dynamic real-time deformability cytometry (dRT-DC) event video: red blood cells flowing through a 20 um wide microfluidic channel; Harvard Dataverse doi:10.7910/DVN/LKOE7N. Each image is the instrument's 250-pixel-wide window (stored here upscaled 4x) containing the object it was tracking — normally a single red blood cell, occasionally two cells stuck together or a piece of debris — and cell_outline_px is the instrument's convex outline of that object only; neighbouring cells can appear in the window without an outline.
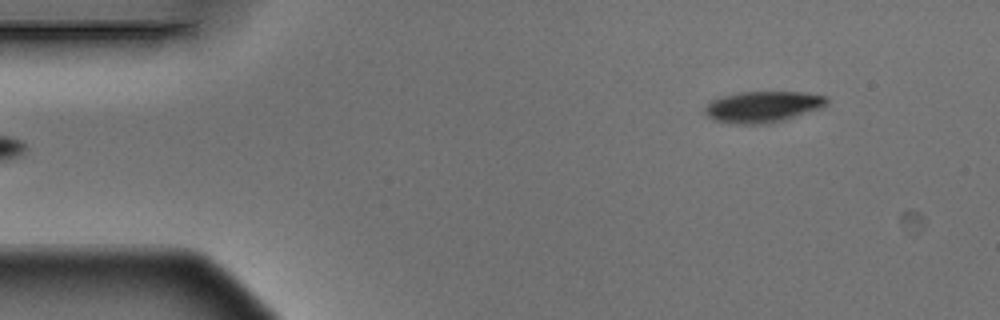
{"species": "Egyptian fruit bat (a non-hibernating species)", "species_latin": "Rousettus aegyptiacus", "temperature_condition": "warm", "stored_images_in_passage": 6, "camera_frame_rate_fps": 3000, "um_per_image_px": 0.085, "animal": {"sex": "male"}, "frame": {"image": 1, "passage_image": 6, "time_ms": 1.667, "image_size_px": [1000, 320], "cell_outline_px": [[828, 104], [820, 108], [784, 120], [760, 124], [736, 124], [716, 120], [708, 116], [704, 112], [704, 108], [712, 100], [724, 96], [740, 92], [808, 92], [828, 96]], "centroid_in_image_um": [64.88, 9.06], "position_along_channel_um": 20.1, "area_um2": 22.02}}